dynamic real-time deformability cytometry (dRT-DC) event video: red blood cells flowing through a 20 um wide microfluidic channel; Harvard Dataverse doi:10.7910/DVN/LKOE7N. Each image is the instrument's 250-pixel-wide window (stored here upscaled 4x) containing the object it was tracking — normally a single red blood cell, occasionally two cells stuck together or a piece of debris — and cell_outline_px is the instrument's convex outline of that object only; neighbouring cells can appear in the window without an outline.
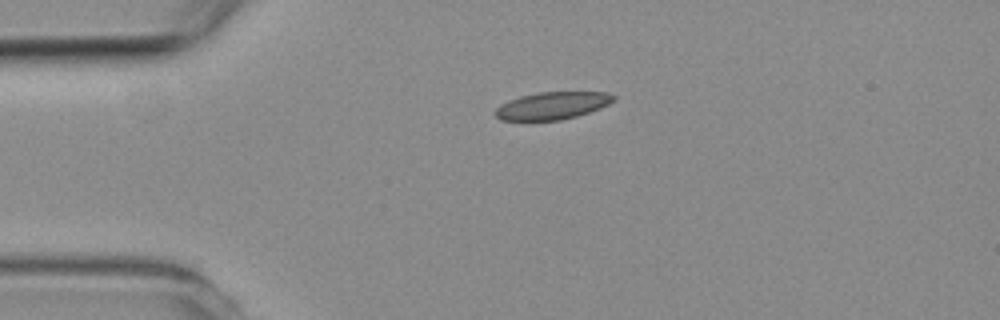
{"species": "common noctule bat (a hibernating species)", "species_latin": "Nyctalus noctula", "temperature_condition": "room temperature", "stored_images_in_passage": 4, "camera_frame_rate_fps": 3000, "um_per_image_px": 0.085, "animal": {"sex": "female", "body_mass_g": 19.3, "forearm_length_mm": 54.1}, "frame": {"image": 1, "passage_image": 4, "time_ms": 4.0, "image_size_px": [1000, 320], "cell_outline_px": [[616, 100], [600, 108], [576, 116], [560, 120], [500, 120], [496, 116], [496, 108], [520, 96], [540, 92], [608, 92], [616, 96]], "centroid_in_image_um": [47.01, 8.97], "position_along_channel_um": 38.0, "area_um2": 18.61}}